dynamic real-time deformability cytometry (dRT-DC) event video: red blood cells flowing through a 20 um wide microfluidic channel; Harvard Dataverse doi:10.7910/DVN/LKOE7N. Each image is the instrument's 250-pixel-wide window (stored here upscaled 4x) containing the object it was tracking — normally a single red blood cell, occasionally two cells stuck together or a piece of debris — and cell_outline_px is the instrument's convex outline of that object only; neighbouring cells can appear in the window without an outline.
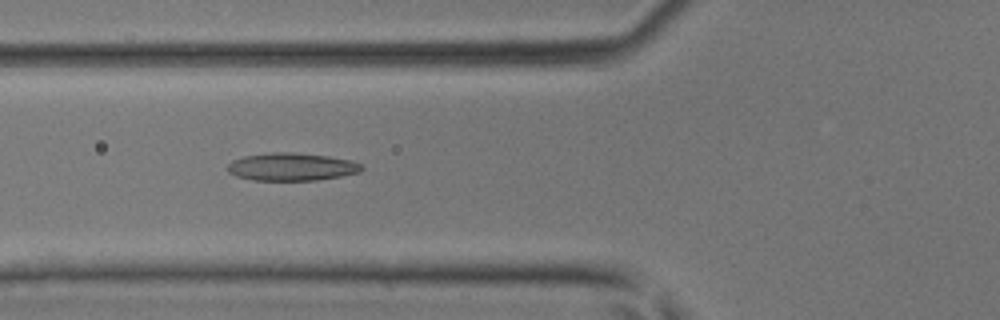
{"species": "common noctule bat (a hibernating species)", "species_latin": "Nyctalus noctula", "temperature_condition": "room temperature", "stored_images_in_passage": 44, "camera_frame_rate_fps": 3000, "um_per_image_px": 0.085, "animal": {"sex": "male", "body_mass_g": 17.9, "forearm_length_mm": 54.2}, "frame": {"image": 1, "passage_image": 17, "time_ms": 5.333, "image_size_px": [1000, 320], "cell_outline_px": [[364, 168], [360, 172], [340, 176], [316, 180], [252, 180], [236, 176], [228, 172], [228, 164], [232, 160], [244, 156], [272, 152], [292, 152], [328, 156], [348, 160], [364, 164]], "centroid_in_image_um": [24.79, 14.18], "position_along_channel_um": 101.0, "area_um2": 21.68}}
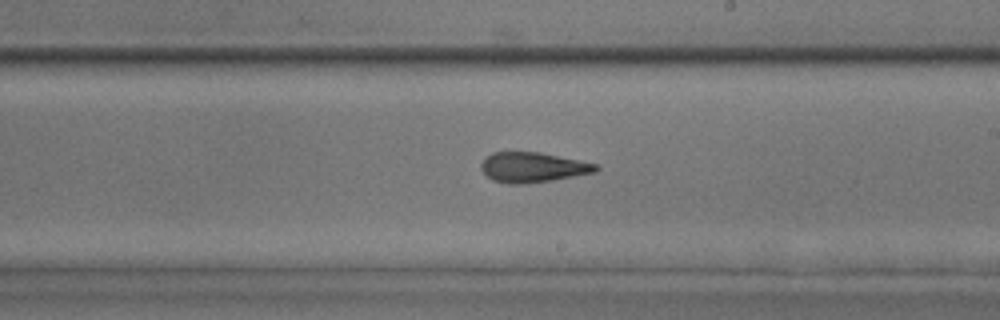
{"frame": {"image": 2, "passage_image": 26, "time_ms": 8.333, "image_size_px": [1000, 320], "cell_outline_px": [[600, 168], [596, 172], [552, 180], [520, 184], [508, 184], [492, 180], [480, 168], [480, 164], [492, 152], [540, 152], [600, 164]], "centroid_in_image_um": [45.32, 14.22], "position_along_channel_um": 243.7, "area_um2": 20.11}}
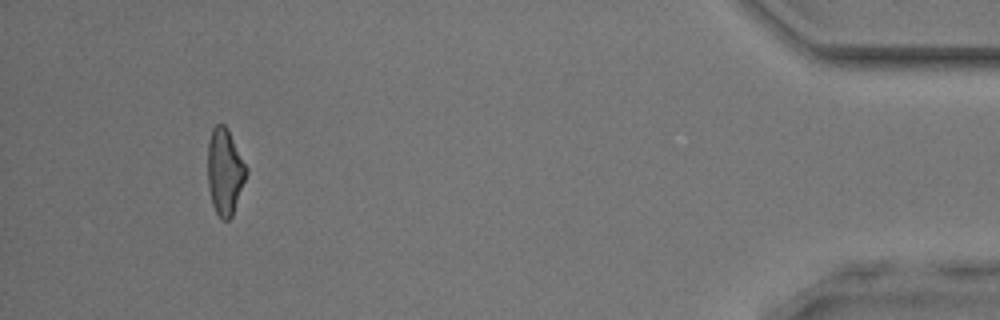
{"frame": {"image": 3, "passage_image": 41, "time_ms": 13.333, "image_size_px": [1000, 320], "cell_outline_px": [[248, 172], [232, 216], [228, 220], [220, 220], [212, 204], [208, 188], [208, 140], [212, 128], [216, 124], [224, 124], [228, 128], [248, 168]], "centroid_in_image_um": [19.11, 14.58], "position_along_channel_um": 416.1, "area_um2": 19.65}}